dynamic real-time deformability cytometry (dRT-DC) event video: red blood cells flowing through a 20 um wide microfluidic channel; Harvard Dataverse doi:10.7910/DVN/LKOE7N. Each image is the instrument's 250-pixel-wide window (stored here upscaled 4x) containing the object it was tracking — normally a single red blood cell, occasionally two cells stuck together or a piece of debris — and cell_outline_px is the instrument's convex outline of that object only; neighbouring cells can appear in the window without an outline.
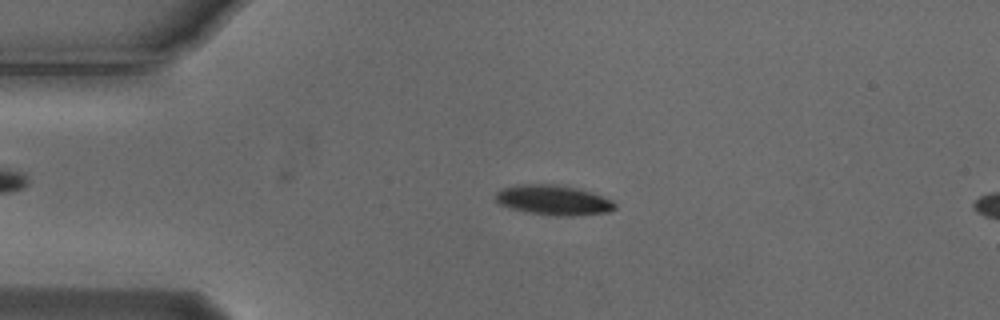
{"species": "Egyptian fruit bat (a non-hibernating species)", "species_latin": "Rousettus aegyptiacus", "temperature_condition": "cold", "stored_images_in_passage": 52, "camera_frame_rate_fps": 3000, "um_per_image_px": 0.085, "animal": {"sex": "male"}, "frame": {"image": 1, "passage_image": 12, "time_ms": 3.667, "image_size_px": [1000, 320], "cell_outline_px": [[616, 208], [608, 212], [572, 216], [556, 216], [528, 212], [512, 208], [500, 204], [496, 200], [496, 192], [504, 188], [520, 184], [556, 184], [580, 188], [592, 192], [612, 200], [616, 204]], "centroid_in_image_um": [47.08, 17.0], "position_along_channel_um": 37.9, "area_um2": 20.81}}
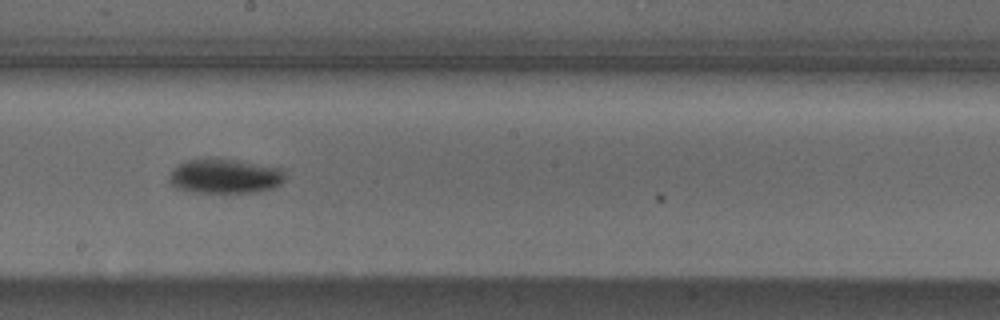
{"frame": {"image": 2, "passage_image": 30, "time_ms": 9.667, "image_size_px": [1000, 320], "cell_outline_px": [[284, 180], [280, 184], [272, 188], [256, 192], [196, 192], [176, 188], [168, 180], [168, 176], [172, 168], [176, 164], [184, 160], [204, 156], [208, 156], [236, 160], [280, 168], [284, 172]], "centroid_in_image_um": [19.03, 14.93], "position_along_channel_um": 229.2, "area_um2": 23.81}}
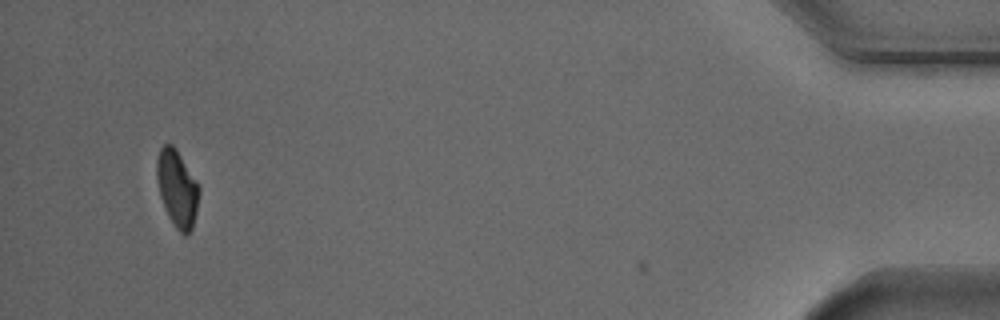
{"frame": {"image": 3, "passage_image": 52, "time_ms": 17.0, "image_size_px": [1000, 320], "cell_outline_px": [[200, 192], [196, 212], [192, 228], [188, 236], [184, 236], [176, 228], [168, 216], [160, 196], [156, 176], [156, 160], [160, 148], [164, 144], [172, 144], [176, 148], [196, 180], [200, 188]], "centroid_in_image_um": [15.06, 16.02], "position_along_channel_um": 420.1, "area_um2": 19.02}, "authors_computed_cell_mechanics": {"area_um2": 20.7213, "velocity_mm_per_s": 3.7089, "shape_relaxation_time_tau1_ms": 2.3659, "shape_relaxation_time_tau2_ms": null, "deformation_change_tau1": 0.111, "deformation_change_tau2": null}}